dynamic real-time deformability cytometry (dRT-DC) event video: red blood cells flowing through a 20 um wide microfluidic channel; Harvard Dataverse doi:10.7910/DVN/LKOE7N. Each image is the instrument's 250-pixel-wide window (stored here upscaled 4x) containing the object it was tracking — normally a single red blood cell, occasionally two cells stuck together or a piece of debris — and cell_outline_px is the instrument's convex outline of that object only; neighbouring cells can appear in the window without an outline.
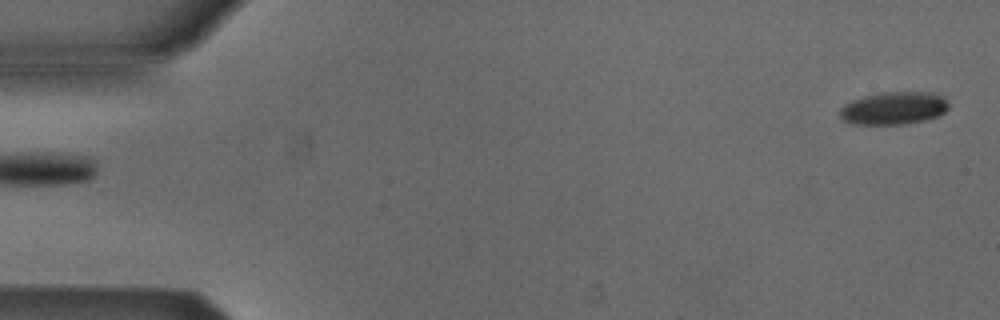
{"species": "Egyptian fruit bat (a non-hibernating species)", "species_latin": "Rousettus aegyptiacus", "temperature_condition": "cold", "stored_images_in_passage": 5, "segment_of_instrument_passage": [2, 2], "camera_frame_rate_fps": 3000, "um_per_image_px": 0.085, "animal": {"sex": "male"}, "frame": {"image": 1, "passage_image": 5, "time_ms": 1.333, "image_size_px": [1000, 320], "cell_outline_px": [[948, 108], [940, 116], [928, 120], [908, 124], [848, 124], [840, 120], [840, 108], [852, 100], [864, 96], [884, 92], [932, 92], [944, 96], [948, 100]], "centroid_in_image_um": [76.0, 9.21], "position_along_channel_um": 9.0, "area_um2": 21.15}}